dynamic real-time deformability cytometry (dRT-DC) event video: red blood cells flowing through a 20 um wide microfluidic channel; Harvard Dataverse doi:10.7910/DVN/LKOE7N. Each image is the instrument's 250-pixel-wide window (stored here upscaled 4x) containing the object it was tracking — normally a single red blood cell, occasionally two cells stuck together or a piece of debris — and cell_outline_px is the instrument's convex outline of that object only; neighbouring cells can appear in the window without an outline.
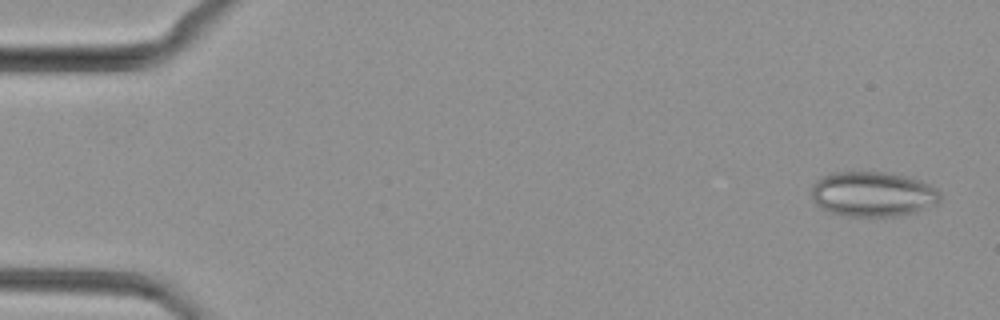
{"species": "common noctule bat (a hibernating species)", "species_latin": "Nyctalus noctula", "temperature_condition": "cold", "stored_images_in_passage": 49, "camera_frame_rate_fps": 3000, "um_per_image_px": 0.085, "animal": {"sex": "female", "body_mass_g": 29.2, "forearm_length_mm": 56.3}, "frame": {"image": 1, "passage_image": 2, "time_ms": 0.333, "image_size_px": [1000, 320], "cell_outline_px": [[940, 200], [936, 204], [916, 212], [896, 216], [844, 216], [828, 212], [820, 208], [812, 200], [812, 184], [820, 176], [832, 172], [892, 172], [920, 180], [936, 188], [940, 192]], "centroid_in_image_um": [74.16, 16.49], "position_along_channel_um": 10.8, "area_um2": 34.22}}
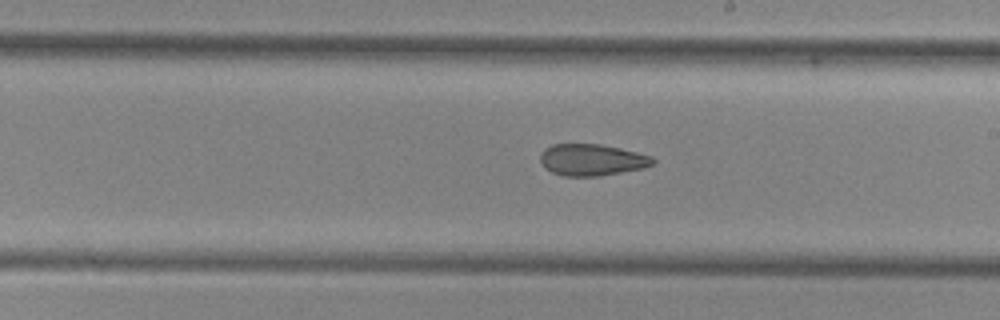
{"frame": {"image": 2, "passage_image": 28, "time_ms": 9.0, "image_size_px": [1000, 320], "cell_outline_px": [[656, 164], [644, 168], [600, 176], [564, 176], [552, 172], [544, 168], [540, 160], [540, 152], [544, 148], [552, 144], [600, 144], [620, 148], [652, 156], [656, 160]], "centroid_in_image_um": [50.31, 13.59], "position_along_channel_um": 238.7, "area_um2": 20.98}}
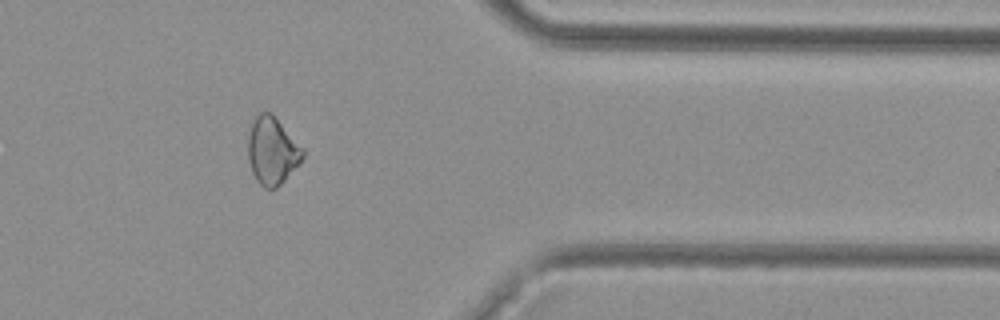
{"frame": {"image": 3, "passage_image": 40, "time_ms": 13.0, "image_size_px": [1000, 320], "cell_outline_px": [[304, 156], [300, 164], [276, 188], [264, 188], [256, 180], [252, 172], [248, 160], [248, 136], [252, 120], [260, 112], [272, 112], [304, 148]], "centroid_in_image_um": [23.14, 12.8], "position_along_channel_um": 388.3, "area_um2": 21.79}}